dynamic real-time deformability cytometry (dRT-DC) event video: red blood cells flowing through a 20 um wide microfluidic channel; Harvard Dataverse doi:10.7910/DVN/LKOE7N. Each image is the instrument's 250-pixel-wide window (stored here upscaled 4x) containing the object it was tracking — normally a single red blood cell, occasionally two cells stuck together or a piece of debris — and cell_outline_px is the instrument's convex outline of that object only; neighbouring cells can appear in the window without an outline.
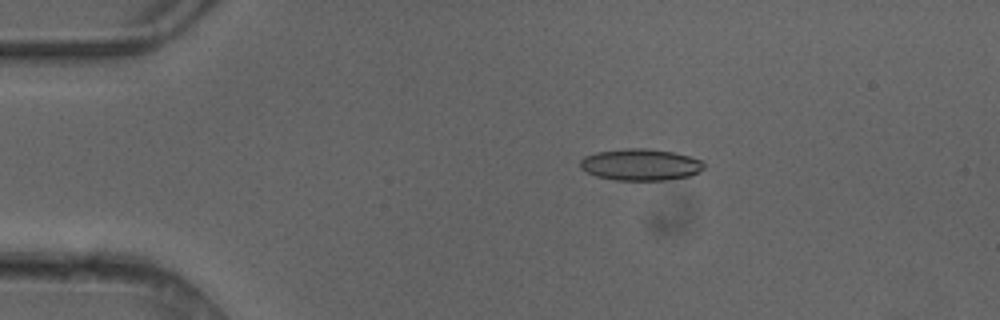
{"species": "common noctule bat (a hibernating species)", "species_latin": "Nyctalus noctula", "temperature_condition": "cold", "stored_images_in_passage": 5, "camera_frame_rate_fps": 3000, "um_per_image_px": 0.085, "animal": {"sex": "female"}, "frame": {"image": 1, "passage_image": 2, "time_ms": 0.333, "image_size_px": [1000, 320], "cell_outline_px": [[704, 168], [700, 172], [688, 176], [664, 180], [616, 180], [596, 176], [580, 168], [580, 160], [584, 156], [596, 152], [624, 148], [644, 148], [672, 152], [688, 156], [700, 160], [704, 164]], "centroid_in_image_um": [54.42, 13.99], "position_along_channel_um": 30.6, "area_um2": 22.72}}
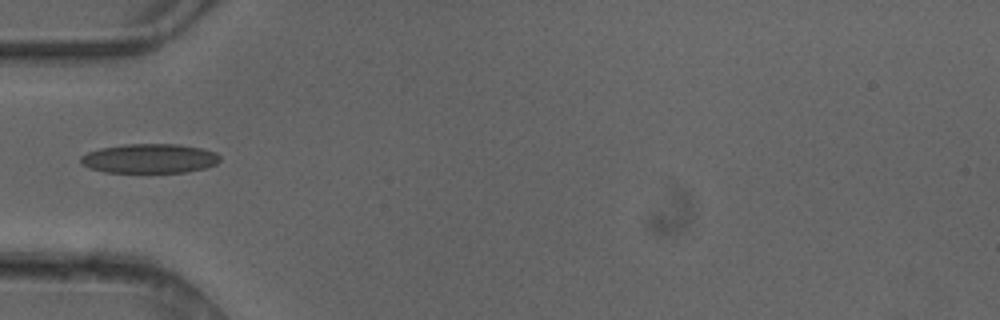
{"frame": {"image": 2, "passage_image": 4, "time_ms": 1.0, "image_size_px": [1000, 320], "cell_outline_px": [[220, 160], [216, 164], [204, 168], [188, 172], [104, 172], [88, 168], [80, 164], [80, 156], [88, 152], [100, 148], [124, 144], [180, 144], [200, 148], [216, 152], [220, 156]], "centroid_in_image_um": [12.69, 13.47], "position_along_channel_um": 72.3, "area_um2": 23.99}}
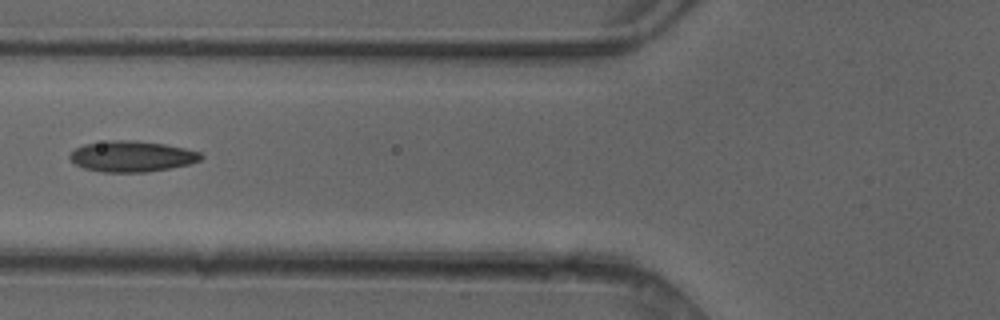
{"frame": {"image": 3, "passage_image": 5, "time_ms": 1.333, "image_size_px": [1000, 320], "cell_outline_px": [[204, 156], [200, 160], [188, 164], [168, 168], [144, 172], [100, 172], [84, 168], [76, 164], [68, 156], [76, 148], [84, 144], [108, 140], [136, 140], [164, 144], [184, 148], [200, 152]], "centroid_in_image_um": [11.19, 13.28], "position_along_channel_um": 114.6, "area_um2": 23.47}}